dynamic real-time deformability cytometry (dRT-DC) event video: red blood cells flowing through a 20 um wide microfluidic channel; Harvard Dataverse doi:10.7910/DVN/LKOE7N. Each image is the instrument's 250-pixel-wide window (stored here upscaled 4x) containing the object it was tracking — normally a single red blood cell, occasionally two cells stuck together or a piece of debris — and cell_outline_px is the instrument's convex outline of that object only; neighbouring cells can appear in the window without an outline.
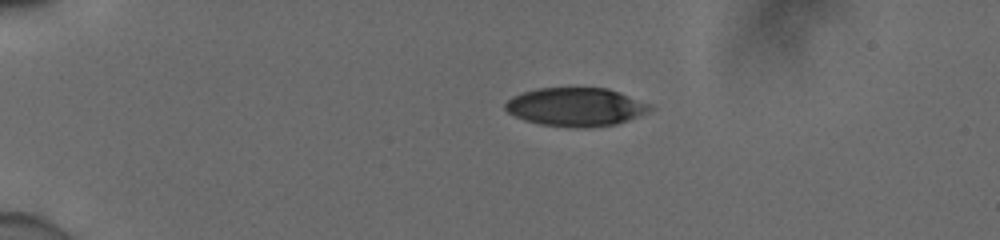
{"species": "human", "species_latin": "Homo sapiens", "temperature_condition": "cold", "stored_images_in_passage": 5, "camera_frame_rate_fps": 3000, "um_per_image_px": 0.085, "donor": {"sex": "male"}, "frame": {"image": 1, "passage_image": 1, "time_ms": 0.0, "image_size_px": [1000, 240], "cell_outline_px": [[652, 108], [648, 112], [628, 120], [616, 124], [588, 128], [572, 128], [540, 124], [524, 120], [508, 112], [504, 108], [504, 104], [512, 96], [536, 88], [608, 88], [620, 92], [652, 104]], "centroid_in_image_um": [48.95, 9.09], "position_along_channel_um": 36.0, "area_um2": 32.66}}
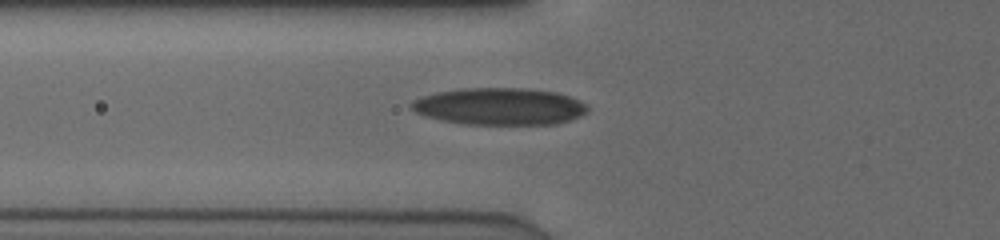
{"frame": {"image": 2, "passage_image": 5, "time_ms": 1.333, "image_size_px": [1000, 240], "cell_outline_px": [[588, 112], [580, 116], [556, 124], [464, 124], [444, 120], [428, 116], [416, 112], [408, 104], [412, 100], [436, 92], [464, 88], [528, 88], [556, 92], [580, 100], [588, 104]], "centroid_in_image_um": [42.5, 9.03], "position_along_channel_um": 83.3, "area_um2": 37.97}}